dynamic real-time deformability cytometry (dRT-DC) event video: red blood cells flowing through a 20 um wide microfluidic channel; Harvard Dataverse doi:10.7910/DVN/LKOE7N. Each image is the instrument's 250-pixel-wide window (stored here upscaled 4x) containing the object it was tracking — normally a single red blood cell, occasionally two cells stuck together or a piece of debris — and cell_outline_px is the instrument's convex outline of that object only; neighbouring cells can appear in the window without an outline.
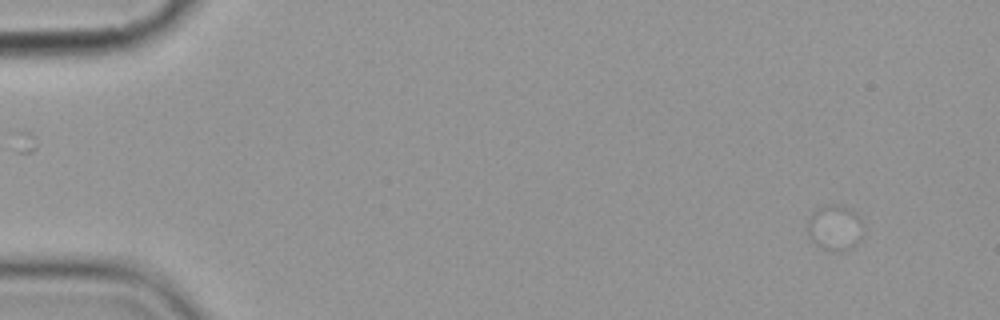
{"species": "common noctule bat (a hibernating species)", "species_latin": "Nyctalus noctula", "temperature_condition": "cold", "stored_images_in_passage": 1, "camera_frame_rate_fps": 3000, "um_per_image_px": 0.085, "animal": {"sex": "female", "body_mass_g": 19.9}, "frame": {"image": 1, "passage_image": 1, "time_ms": 0.0, "image_size_px": [1000, 320], "cell_outline_px": [[860, 240], [856, 244], [840, 252], [816, 244], [808, 236], [808, 220], [812, 212], [816, 208], [824, 204], [840, 204], [848, 208], [860, 220]], "centroid_in_image_um": [70.9, 19.31], "position_along_channel_um": 14.1, "area_um2": 14.28}}